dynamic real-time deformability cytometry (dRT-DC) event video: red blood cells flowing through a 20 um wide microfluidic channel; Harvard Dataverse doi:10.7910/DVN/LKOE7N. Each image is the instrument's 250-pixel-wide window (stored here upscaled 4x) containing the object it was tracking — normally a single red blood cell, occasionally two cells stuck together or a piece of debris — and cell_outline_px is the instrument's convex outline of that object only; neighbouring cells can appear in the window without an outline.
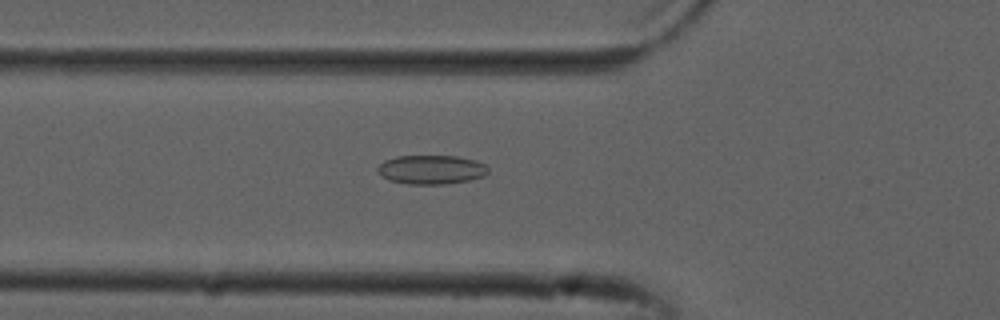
{"species": "common noctule bat (a hibernating species)", "species_latin": "Nyctalus noctula", "temperature_condition": "cold", "stored_images_in_passage": 53, "camera_frame_rate_fps": 3000, "um_per_image_px": 0.085, "animal": {"sex": "male", "forearm_length_mm": 52.5}, "frame": {"image": 1, "passage_image": 19, "time_ms": 6.0, "image_size_px": [1000, 320], "cell_outline_px": [[488, 172], [484, 176], [468, 180], [444, 184], [408, 184], [388, 180], [376, 168], [384, 160], [396, 156], [456, 156], [476, 160], [484, 164], [488, 168]], "centroid_in_image_um": [36.66, 14.41], "position_along_channel_um": 89.1, "area_um2": 18.61}}
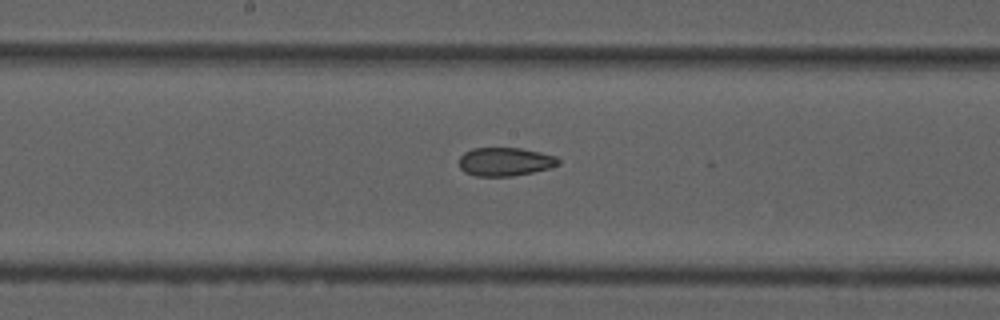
{"frame": {"image": 2, "passage_image": 28, "time_ms": 9.0, "image_size_px": [1000, 320], "cell_outline_px": [[560, 164], [548, 168], [532, 172], [512, 176], [476, 176], [464, 172], [460, 168], [460, 156], [464, 152], [472, 148], [520, 148], [540, 152], [556, 156], [560, 160]], "centroid_in_image_um": [42.92, 13.74], "position_along_channel_um": 205.3, "area_um2": 16.47}}
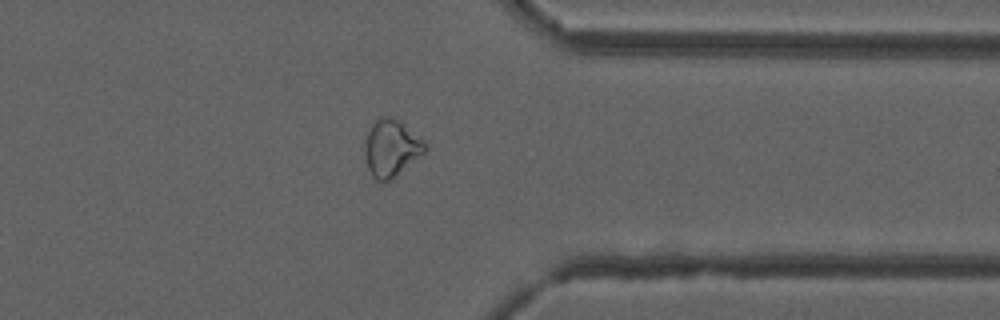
{"frame": {"image": 3, "passage_image": 42, "time_ms": 13.667, "image_size_px": [1000, 320], "cell_outline_px": [[428, 148], [424, 152], [392, 180], [376, 180], [372, 176], [368, 168], [364, 156], [364, 144], [368, 132], [376, 116], [388, 116], [400, 120], [428, 144]], "centroid_in_image_um": [33.25, 12.56], "position_along_channel_um": 378.2, "area_um2": 20.17}, "authors_computed_cell_mechanics": {"area_um2": 20.1722, "velocity_mm_per_s": 3.8559, "shape_relaxation_time_tau1_ms": null, "shape_relaxation_time_tau2_ms": 2.8047, "deformation_change_tau1": null, "deformation_change_tau2": 0.0942}}